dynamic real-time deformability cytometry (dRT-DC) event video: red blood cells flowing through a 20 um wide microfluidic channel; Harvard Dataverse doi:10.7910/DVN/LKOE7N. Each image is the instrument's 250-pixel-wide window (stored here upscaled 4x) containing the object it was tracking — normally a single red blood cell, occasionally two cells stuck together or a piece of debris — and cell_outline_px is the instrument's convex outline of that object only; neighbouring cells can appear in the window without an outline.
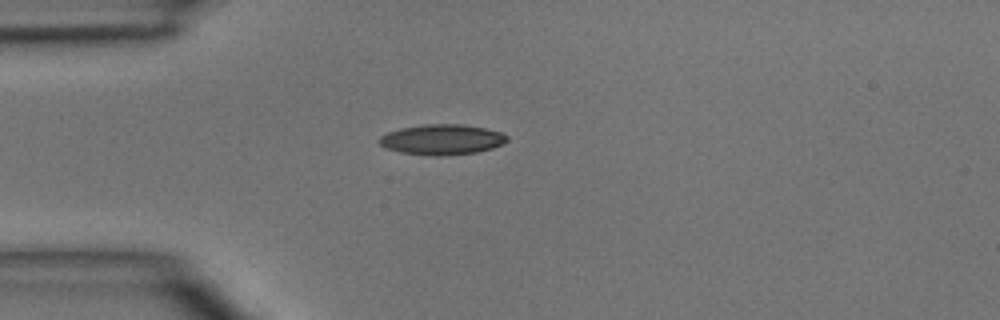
{"species": "common noctule bat (a hibernating species)", "species_latin": "Nyctalus noctula", "temperature_condition": "room temperature", "stored_images_in_passage": 1, "camera_frame_rate_fps": 3000, "um_per_image_px": 0.085, "animal": {"sex": "male", "body_mass_g": 15.6}, "frame": {"image": 1, "passage_image": 1, "time_ms": 0.0, "image_size_px": [1000, 320], "cell_outline_px": [[508, 140], [492, 148], [476, 152], [440, 156], [428, 156], [400, 152], [384, 148], [376, 140], [380, 136], [388, 132], [400, 128], [424, 124], [464, 124], [484, 128], [500, 132], [508, 136]], "centroid_in_image_um": [37.51, 11.86], "position_along_channel_um": 47.5, "area_um2": 22.72}}